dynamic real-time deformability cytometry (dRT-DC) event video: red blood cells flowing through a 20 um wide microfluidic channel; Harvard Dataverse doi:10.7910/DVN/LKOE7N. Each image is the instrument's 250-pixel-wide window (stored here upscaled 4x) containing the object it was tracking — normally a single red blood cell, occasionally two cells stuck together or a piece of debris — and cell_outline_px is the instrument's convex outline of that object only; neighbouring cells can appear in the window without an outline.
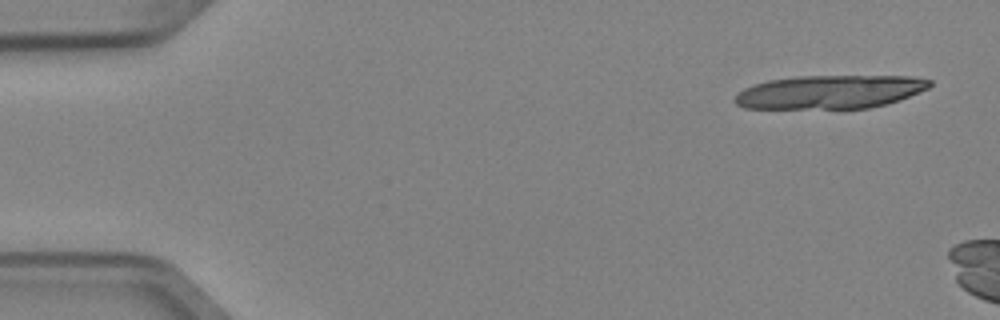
{"species": "Egyptian fruit bat (a non-hibernating species)", "species_latin": "Rousettus aegyptiacus", "temperature_condition": "cold", "stored_images_in_passage": 7, "camera_frame_rate_fps": 3000, "um_per_image_px": 0.085, "animal": {"sex": "female"}, "frame": {"image": 1, "passage_image": 2, "time_ms": 0.333, "image_size_px": [1000, 320], "cell_outline_px": [[932, 84], [928, 88], [900, 100], [868, 108], [744, 108], [736, 104], [732, 100], [744, 88], [768, 80], [796, 76], [912, 76], [932, 80]], "centroid_in_image_um": [70.55, 7.8], "position_along_channel_um": 14.4, "area_um2": 37.92}}